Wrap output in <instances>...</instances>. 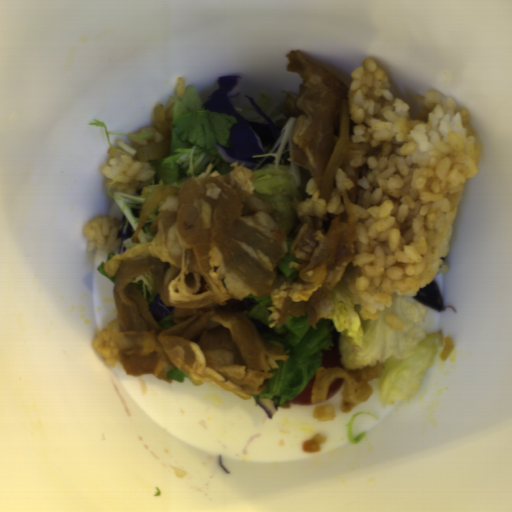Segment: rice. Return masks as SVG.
Masks as SVG:
<instances>
[{
	"instance_id": "1",
	"label": "rice",
	"mask_w": 512,
	"mask_h": 512,
	"mask_svg": "<svg viewBox=\"0 0 512 512\" xmlns=\"http://www.w3.org/2000/svg\"><path fill=\"white\" fill-rule=\"evenodd\" d=\"M349 116L354 144L380 148L379 156L349 161L369 166L360 178V204L349 206L358 232L354 260L340 280L364 320L390 307L394 292L413 295L447 272L444 263L459 202L478 174L481 144L469 112L436 90L424 96L417 118L391 92L374 58L350 73Z\"/></svg>"
},
{
	"instance_id": "2",
	"label": "rice",
	"mask_w": 512,
	"mask_h": 512,
	"mask_svg": "<svg viewBox=\"0 0 512 512\" xmlns=\"http://www.w3.org/2000/svg\"><path fill=\"white\" fill-rule=\"evenodd\" d=\"M109 158L100 172L106 177L105 185L115 192L136 195L152 179L155 167L150 161H138L124 151L114 147L108 148Z\"/></svg>"
},
{
	"instance_id": "3",
	"label": "rice",
	"mask_w": 512,
	"mask_h": 512,
	"mask_svg": "<svg viewBox=\"0 0 512 512\" xmlns=\"http://www.w3.org/2000/svg\"><path fill=\"white\" fill-rule=\"evenodd\" d=\"M120 223L112 216L99 215L88 219L83 227L87 237L86 251L101 249L104 252H116L123 245L119 236Z\"/></svg>"
},
{
	"instance_id": "4",
	"label": "rice",
	"mask_w": 512,
	"mask_h": 512,
	"mask_svg": "<svg viewBox=\"0 0 512 512\" xmlns=\"http://www.w3.org/2000/svg\"><path fill=\"white\" fill-rule=\"evenodd\" d=\"M174 104H156L155 119L152 126L143 127L138 132H131L129 138L137 145L155 144L168 139L171 141V125L173 122Z\"/></svg>"
},
{
	"instance_id": "5",
	"label": "rice",
	"mask_w": 512,
	"mask_h": 512,
	"mask_svg": "<svg viewBox=\"0 0 512 512\" xmlns=\"http://www.w3.org/2000/svg\"><path fill=\"white\" fill-rule=\"evenodd\" d=\"M336 417V409L333 404H321L314 408L312 418H316L321 422L334 421Z\"/></svg>"
}]
</instances>
